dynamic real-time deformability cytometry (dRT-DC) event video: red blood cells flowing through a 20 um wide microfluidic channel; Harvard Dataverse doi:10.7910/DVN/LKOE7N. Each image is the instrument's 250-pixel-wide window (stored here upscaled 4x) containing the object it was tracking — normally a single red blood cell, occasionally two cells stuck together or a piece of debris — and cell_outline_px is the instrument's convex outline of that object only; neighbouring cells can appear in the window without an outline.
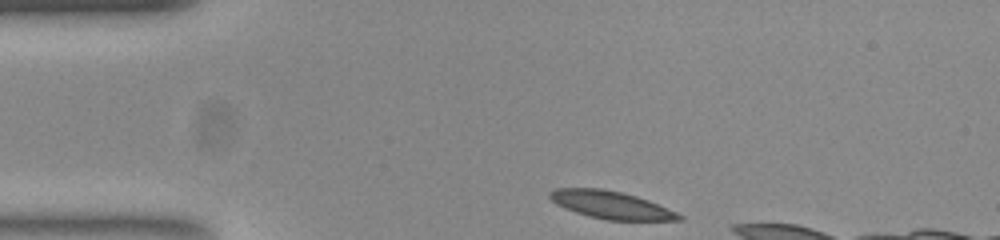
{"species": "common noctule bat (a hibernating species)", "species_latin": "Nyctalus noctula", "temperature_condition": "room temperature", "stored_images_in_passage": 6, "camera_frame_rate_fps": 3000, "um_per_image_px": 0.085, "animal": {"sex": "female", "body_mass_g": 23.0, "forearm_length_mm": 53.4}, "frame": {"image": 1, "passage_image": 1, "time_ms": 0.0, "image_size_px": [1000, 240], "cell_outline_px": [[684, 220], [608, 220], [588, 216], [564, 208], [556, 204], [548, 196], [548, 192], [556, 188], [600, 188], [620, 192], [636, 196], [648, 200], [676, 212], [684, 216]], "centroid_in_image_um": [51.91, 17.42], "position_along_channel_um": 33.1, "area_um2": 20.69}}